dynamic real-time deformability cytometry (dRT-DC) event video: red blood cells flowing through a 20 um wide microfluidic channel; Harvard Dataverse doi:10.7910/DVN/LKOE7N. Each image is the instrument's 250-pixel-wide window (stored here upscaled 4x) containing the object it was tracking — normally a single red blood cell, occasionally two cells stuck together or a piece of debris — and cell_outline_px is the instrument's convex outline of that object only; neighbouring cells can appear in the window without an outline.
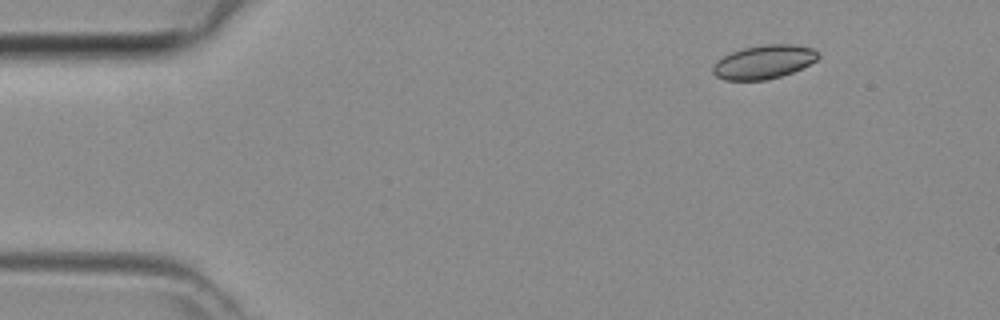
{"species": "common noctule bat (a hibernating species)", "species_latin": "Nyctalus noctula", "temperature_condition": "room temperature", "stored_images_in_passage": 3, "camera_frame_rate_fps": 3000, "um_per_image_px": 0.085, "animal": {"sex": "female", "body_mass_g": 29.2, "forearm_length_mm": 56.3}, "frame": {"image": 1, "passage_image": 1, "time_ms": 0.0, "image_size_px": [1000, 320], "cell_outline_px": [[812, 60], [788, 72], [772, 76], [748, 80], [740, 80], [740, 76], [756, 48], [804, 48]], "centroid_in_image_um": [65.78, 5.29], "position_along_channel_um": 19.2, "area_um2": 11.21}}